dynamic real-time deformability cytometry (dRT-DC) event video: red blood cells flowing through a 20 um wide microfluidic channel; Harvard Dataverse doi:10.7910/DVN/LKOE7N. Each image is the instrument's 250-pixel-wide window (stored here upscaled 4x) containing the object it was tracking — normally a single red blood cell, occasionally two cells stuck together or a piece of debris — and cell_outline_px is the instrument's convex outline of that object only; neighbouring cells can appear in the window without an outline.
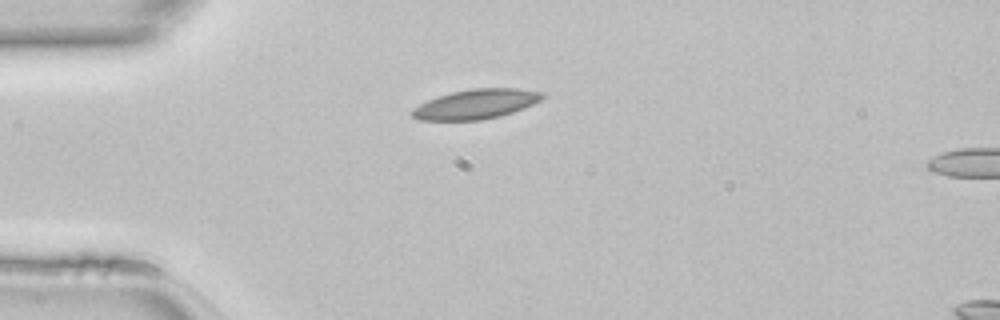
{"species": "common noctule bat (a hibernating species)", "species_latin": "Nyctalus noctula", "temperature_condition": "room temperature", "stored_images_in_passage": 36, "camera_frame_rate_fps": 3000, "um_per_image_px": 0.085, "animal": {"sex": "female", "body_mass_g": 22.7, "forearm_length_mm": 54.2}, "frame": {"image": 1, "passage_image": 1, "time_ms": 0.0, "image_size_px": [1000, 320], "cell_outline_px": [[548, 96], [524, 108], [500, 116], [480, 120], [420, 120], [412, 116], [408, 112], [412, 108], [428, 100], [452, 92], [472, 88], [516, 88], [544, 92]], "centroid_in_image_um": [40.47, 8.84], "position_along_channel_um": 44.5, "area_um2": 22.54}}
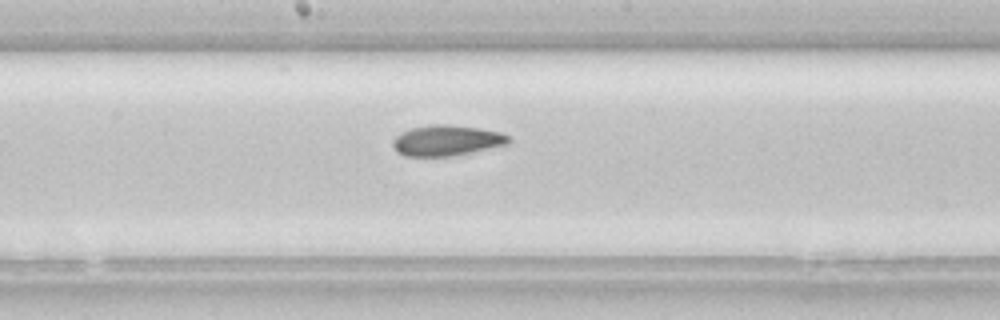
{"frame": {"image": 2, "passage_image": 14, "time_ms": 4.333, "image_size_px": [1000, 320], "cell_outline_px": [[512, 140], [508, 144], [472, 152], [448, 156], [404, 156], [396, 152], [392, 144], [392, 140], [400, 132], [412, 128], [432, 124], [448, 124], [480, 128], [500, 132], [508, 136]], "centroid_in_image_um": [37.95, 11.93], "position_along_channel_um": 210.3, "area_um2": 20.75}}
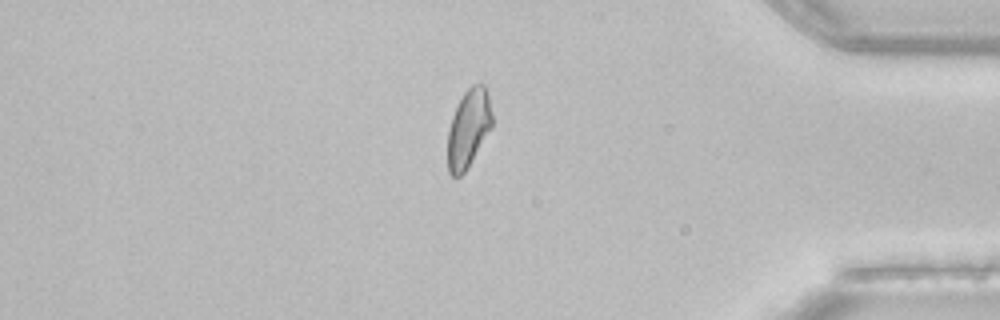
{"frame": {"image": 3, "passage_image": 29, "time_ms": 9.333, "image_size_px": [1000, 320], "cell_outline_px": [[492, 128], [468, 168], [460, 176], [452, 176], [448, 172], [448, 128], [452, 116], [464, 92], [472, 84], [484, 84], [488, 92], [492, 116]], "centroid_in_image_um": [39.83, 10.92], "position_along_channel_um": 395.4, "area_um2": 20.35}}